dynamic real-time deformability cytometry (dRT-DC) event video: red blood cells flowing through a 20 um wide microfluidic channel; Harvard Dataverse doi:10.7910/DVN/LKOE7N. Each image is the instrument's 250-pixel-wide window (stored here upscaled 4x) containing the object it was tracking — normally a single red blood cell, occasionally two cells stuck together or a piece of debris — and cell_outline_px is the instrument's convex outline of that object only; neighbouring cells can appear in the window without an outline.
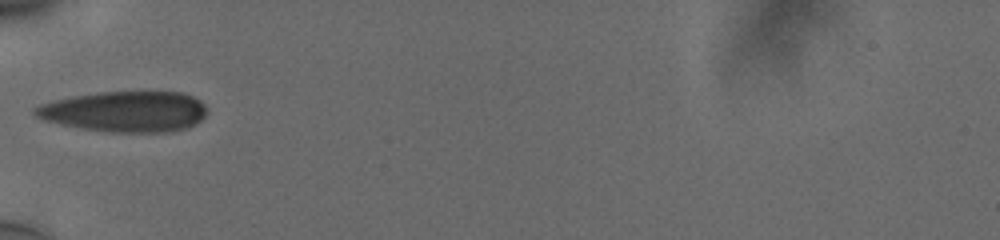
{"species": "human", "species_latin": "Homo sapiens", "temperature_condition": "cold", "stored_images_in_passage": 36, "camera_frame_rate_fps": 3000, "um_per_image_px": 0.085, "donor": {"sex": "male"}, "frame": {"image": 1, "passage_image": 1, "time_ms": 0.0, "image_size_px": [1000, 240], "cell_outline_px": [[204, 116], [200, 120], [188, 128], [164, 132], [112, 132], [84, 128], [60, 124], [44, 120], [36, 116], [32, 112], [32, 108], [40, 104], [72, 96], [96, 92], [184, 92], [200, 100], [204, 104]], "centroid_in_image_um": [10.6, 9.47], "position_along_channel_um": 74.4, "area_um2": 40.58}}
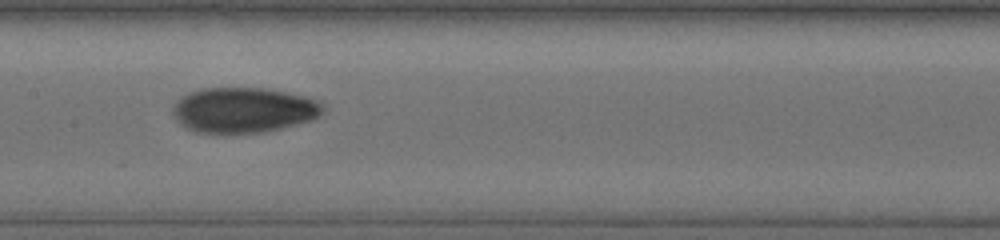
{"frame": {"image": 2, "passage_image": 10, "time_ms": 3.0, "image_size_px": [1000, 240], "cell_outline_px": [[324, 112], [308, 120], [280, 128], [264, 132], [196, 132], [184, 128], [176, 120], [172, 112], [172, 104], [180, 96], [188, 92], [204, 88], [264, 88], [304, 96], [324, 104]], "centroid_in_image_um": [20.61, 9.34], "position_along_channel_um": 186.8, "area_um2": 39.36}}
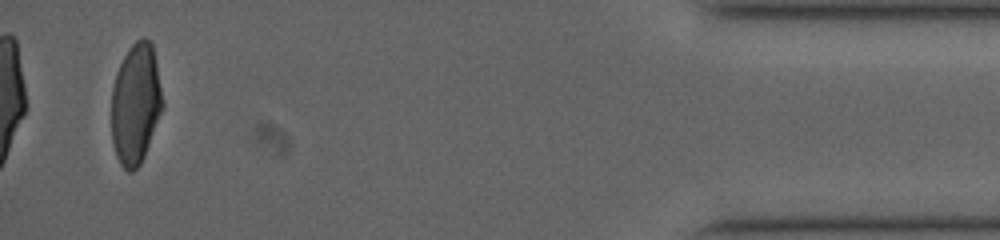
{"frame": {"image": 3, "passage_image": 34, "time_ms": 11.0, "image_size_px": [1000, 240], "cell_outline_px": [[164, 108], [144, 156], [140, 164], [132, 172], [128, 172], [120, 164], [116, 156], [112, 144], [112, 88], [116, 72], [128, 48], [136, 40], [144, 36], [152, 44], [164, 104]], "centroid_in_image_um": [11.53, 8.84], "position_along_channel_um": 423.7, "area_um2": 36.07}, "authors_computed_cell_mechanics": {"area_um2": 37.7434, "velocity_mm_per_s": 3.7695, "shape_relaxation_time_tau1_ms": 9.5808, "shape_relaxation_time_tau2_ms": 2.6792, "deformation_change_tau1": 0.2554, "deformation_change_tau2": 0.0442}}